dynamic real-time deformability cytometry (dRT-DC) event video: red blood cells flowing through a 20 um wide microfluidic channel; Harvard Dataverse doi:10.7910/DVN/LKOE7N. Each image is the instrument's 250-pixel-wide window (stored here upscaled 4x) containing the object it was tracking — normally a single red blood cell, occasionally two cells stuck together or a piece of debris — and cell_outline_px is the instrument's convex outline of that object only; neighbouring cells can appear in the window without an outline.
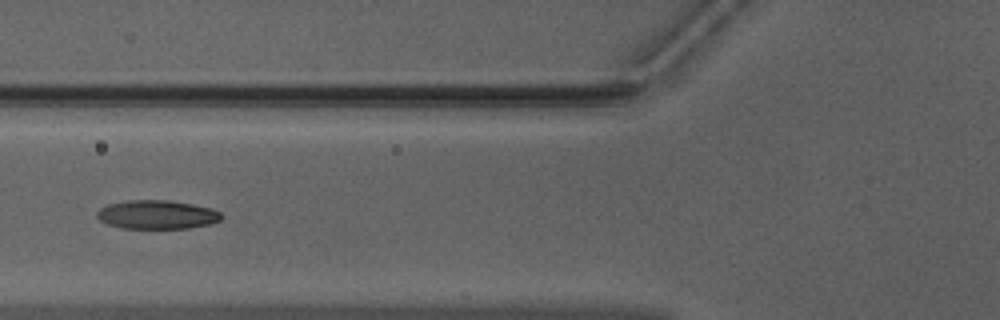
{"species": "Egyptian fruit bat (a non-hibernating species)", "species_latin": "Rousettus aegyptiacus", "temperature_condition": "warm", "stored_images_in_passage": 26, "camera_frame_rate_fps": 3000, "um_per_image_px": 0.085, "animal": {"sex": "male"}, "frame": {"image": 1, "passage_image": 9, "time_ms": 2.667, "image_size_px": [1000, 320], "cell_outline_px": [[224, 216], [220, 220], [208, 224], [188, 228], [120, 228], [108, 224], [100, 220], [96, 216], [96, 212], [100, 208], [108, 204], [128, 200], [168, 200], [192, 204], [212, 208], [220, 212]], "centroid_in_image_um": [13.33, 18.24], "position_along_channel_um": 112.5, "area_um2": 20.87}}
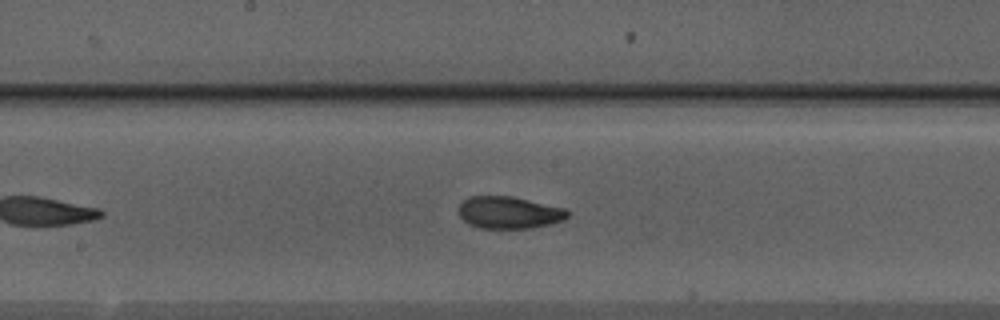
{"frame": {"image": 2, "passage_image": 16, "time_ms": 5.0, "image_size_px": [1000, 320], "cell_outline_px": [[568, 216], [564, 220], [532, 228], [480, 228], [468, 224], [460, 216], [460, 204], [468, 196], [512, 196], [564, 208], [568, 212]], "centroid_in_image_um": [43.25, 18.06], "position_along_channel_um": 204.9, "area_um2": 20.23}}
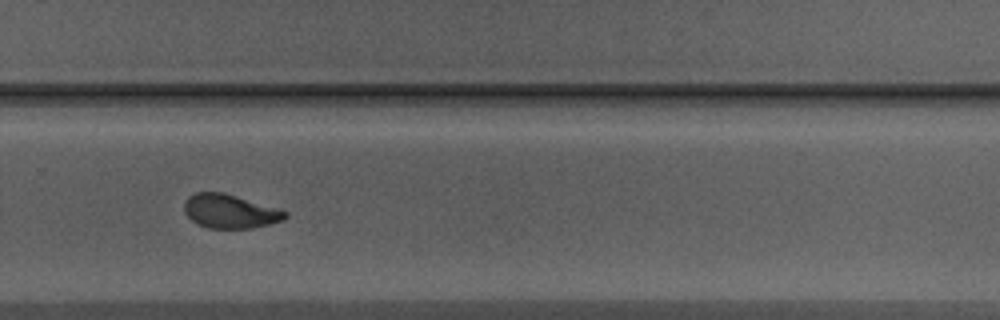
{"frame": {"image": 3, "passage_image": 24, "time_ms": 7.667, "image_size_px": [1000, 320], "cell_outline_px": [[288, 216], [284, 220], [252, 228], [208, 228], [196, 224], [184, 212], [184, 200], [188, 196], [196, 192], [224, 192], [276, 208], [288, 212]], "centroid_in_image_um": [19.51, 17.96], "position_along_channel_um": 310.3, "area_um2": 19.94}}